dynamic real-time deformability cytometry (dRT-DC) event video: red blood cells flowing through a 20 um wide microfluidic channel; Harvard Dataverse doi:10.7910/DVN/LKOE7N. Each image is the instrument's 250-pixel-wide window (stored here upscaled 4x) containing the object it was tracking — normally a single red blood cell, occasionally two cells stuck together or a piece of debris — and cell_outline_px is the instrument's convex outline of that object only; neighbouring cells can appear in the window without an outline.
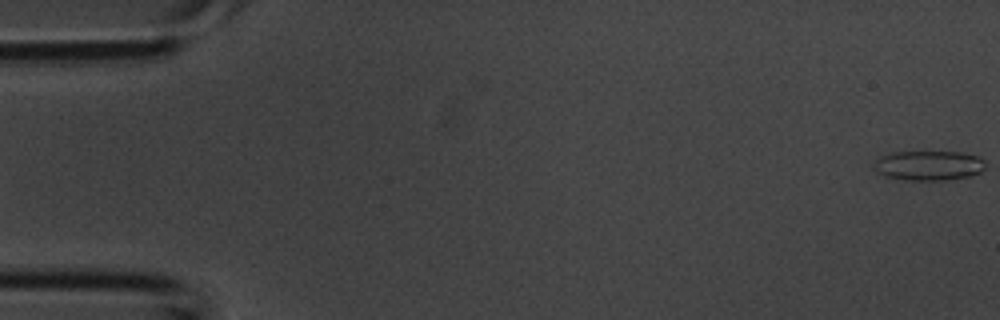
{"species": "common noctule bat (a hibernating species)", "species_latin": "Nyctalus noctula", "temperature_condition": "room temperature", "stored_images_in_passage": 39, "camera_frame_rate_fps": 3000, "um_per_image_px": 0.085, "animal": {"sex": "male", "body_mass_g": 20.1, "forearm_length_mm": 53.5}, "frame": {"image": 1, "passage_image": 1, "time_ms": 0.0, "image_size_px": [1000, 320], "cell_outline_px": [[984, 168], [980, 172], [972, 176], [952, 180], [908, 180], [884, 176], [872, 164], [880, 156], [892, 152], [964, 152], [976, 156], [984, 160]], "centroid_in_image_um": [78.97, 14.07], "position_along_channel_um": 6.0, "area_um2": 19.36}}
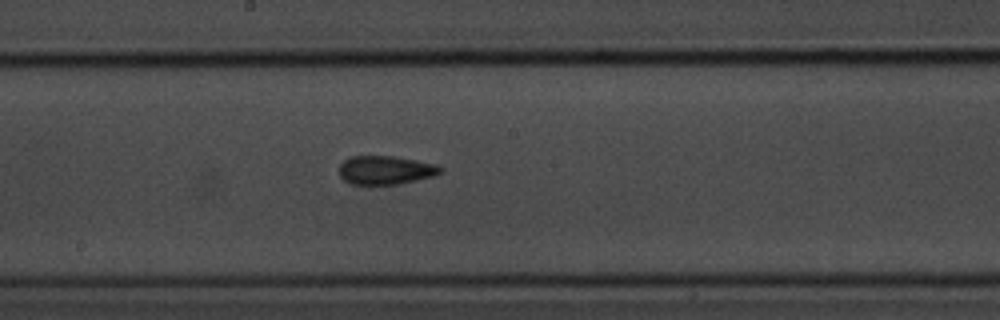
{"frame": {"image": 2, "passage_image": 21, "time_ms": 6.667, "image_size_px": [1000, 320], "cell_outline_px": [[444, 172], [436, 176], [396, 184], [348, 184], [340, 176], [340, 164], [348, 156], [392, 156], [416, 160], [436, 164], [444, 168]], "centroid_in_image_um": [32.8, 14.45], "position_along_channel_um": 215.4, "area_um2": 17.05}}
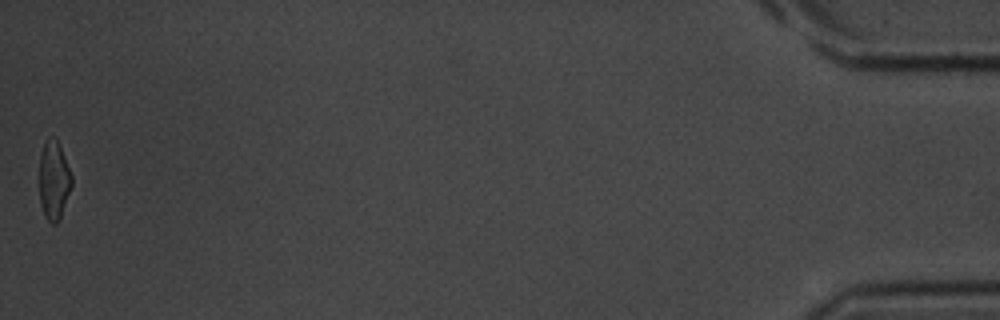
{"frame": {"image": 3, "passage_image": 39, "time_ms": 12.667, "image_size_px": [1000, 320], "cell_outline_px": [[72, 184], [60, 220], [56, 224], [52, 224], [44, 216], [40, 204], [40, 156], [44, 144], [52, 136], [56, 136], [72, 176]], "centroid_in_image_um": [4.58, 15.36], "position_along_channel_um": 430.6, "area_um2": 14.8}}